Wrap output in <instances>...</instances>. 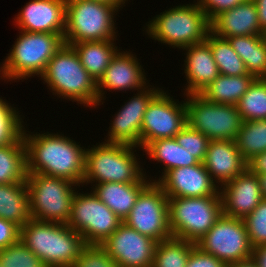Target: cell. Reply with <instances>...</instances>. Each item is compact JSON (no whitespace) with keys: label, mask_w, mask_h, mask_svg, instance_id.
<instances>
[{"label":"cell","mask_w":266,"mask_h":267,"mask_svg":"<svg viewBox=\"0 0 266 267\" xmlns=\"http://www.w3.org/2000/svg\"><path fill=\"white\" fill-rule=\"evenodd\" d=\"M20 227L15 223L0 218V250L19 241Z\"/></svg>","instance_id":"cell-42"},{"label":"cell","mask_w":266,"mask_h":267,"mask_svg":"<svg viewBox=\"0 0 266 267\" xmlns=\"http://www.w3.org/2000/svg\"><path fill=\"white\" fill-rule=\"evenodd\" d=\"M227 267H258V265L252 258H249L243 261L236 262Z\"/></svg>","instance_id":"cell-47"},{"label":"cell","mask_w":266,"mask_h":267,"mask_svg":"<svg viewBox=\"0 0 266 267\" xmlns=\"http://www.w3.org/2000/svg\"><path fill=\"white\" fill-rule=\"evenodd\" d=\"M252 259L258 267H266V244L253 247Z\"/></svg>","instance_id":"cell-44"},{"label":"cell","mask_w":266,"mask_h":267,"mask_svg":"<svg viewBox=\"0 0 266 267\" xmlns=\"http://www.w3.org/2000/svg\"><path fill=\"white\" fill-rule=\"evenodd\" d=\"M20 31L0 68L1 79L12 81L33 75L40 77L49 60L65 45L64 34Z\"/></svg>","instance_id":"cell-4"},{"label":"cell","mask_w":266,"mask_h":267,"mask_svg":"<svg viewBox=\"0 0 266 267\" xmlns=\"http://www.w3.org/2000/svg\"><path fill=\"white\" fill-rule=\"evenodd\" d=\"M18 112L0 97V114H20Z\"/></svg>","instance_id":"cell-46"},{"label":"cell","mask_w":266,"mask_h":267,"mask_svg":"<svg viewBox=\"0 0 266 267\" xmlns=\"http://www.w3.org/2000/svg\"><path fill=\"white\" fill-rule=\"evenodd\" d=\"M1 267H47L20 240L7 248L0 250Z\"/></svg>","instance_id":"cell-35"},{"label":"cell","mask_w":266,"mask_h":267,"mask_svg":"<svg viewBox=\"0 0 266 267\" xmlns=\"http://www.w3.org/2000/svg\"><path fill=\"white\" fill-rule=\"evenodd\" d=\"M182 49L187 51L184 73L188 85L185 92L199 94L220 74L212 50L206 41Z\"/></svg>","instance_id":"cell-23"},{"label":"cell","mask_w":266,"mask_h":267,"mask_svg":"<svg viewBox=\"0 0 266 267\" xmlns=\"http://www.w3.org/2000/svg\"><path fill=\"white\" fill-rule=\"evenodd\" d=\"M73 267H119L100 245H86Z\"/></svg>","instance_id":"cell-38"},{"label":"cell","mask_w":266,"mask_h":267,"mask_svg":"<svg viewBox=\"0 0 266 267\" xmlns=\"http://www.w3.org/2000/svg\"><path fill=\"white\" fill-rule=\"evenodd\" d=\"M16 16L22 31L64 34L66 0H31Z\"/></svg>","instance_id":"cell-19"},{"label":"cell","mask_w":266,"mask_h":267,"mask_svg":"<svg viewBox=\"0 0 266 267\" xmlns=\"http://www.w3.org/2000/svg\"><path fill=\"white\" fill-rule=\"evenodd\" d=\"M135 148L137 146L103 142L86 149L82 184L138 183L145 174L134 155Z\"/></svg>","instance_id":"cell-5"},{"label":"cell","mask_w":266,"mask_h":267,"mask_svg":"<svg viewBox=\"0 0 266 267\" xmlns=\"http://www.w3.org/2000/svg\"><path fill=\"white\" fill-rule=\"evenodd\" d=\"M253 247L266 244V199L243 219Z\"/></svg>","instance_id":"cell-37"},{"label":"cell","mask_w":266,"mask_h":267,"mask_svg":"<svg viewBox=\"0 0 266 267\" xmlns=\"http://www.w3.org/2000/svg\"><path fill=\"white\" fill-rule=\"evenodd\" d=\"M151 181L140 192L123 223L160 242L172 237L169 227L168 197L157 182Z\"/></svg>","instance_id":"cell-13"},{"label":"cell","mask_w":266,"mask_h":267,"mask_svg":"<svg viewBox=\"0 0 266 267\" xmlns=\"http://www.w3.org/2000/svg\"><path fill=\"white\" fill-rule=\"evenodd\" d=\"M203 164L214 183L221 187L247 169L234 140L209 141Z\"/></svg>","instance_id":"cell-21"},{"label":"cell","mask_w":266,"mask_h":267,"mask_svg":"<svg viewBox=\"0 0 266 267\" xmlns=\"http://www.w3.org/2000/svg\"><path fill=\"white\" fill-rule=\"evenodd\" d=\"M143 150L149 158L165 165L162 177L174 168L188 167L200 163L191 153L178 144L175 138L151 141Z\"/></svg>","instance_id":"cell-29"},{"label":"cell","mask_w":266,"mask_h":267,"mask_svg":"<svg viewBox=\"0 0 266 267\" xmlns=\"http://www.w3.org/2000/svg\"><path fill=\"white\" fill-rule=\"evenodd\" d=\"M157 241L122 223L100 246L119 267H152Z\"/></svg>","instance_id":"cell-15"},{"label":"cell","mask_w":266,"mask_h":267,"mask_svg":"<svg viewBox=\"0 0 266 267\" xmlns=\"http://www.w3.org/2000/svg\"><path fill=\"white\" fill-rule=\"evenodd\" d=\"M23 130L26 148V171L57 178L75 184L83 182L86 149L69 137L49 132L28 135ZM84 148V149H82Z\"/></svg>","instance_id":"cell-1"},{"label":"cell","mask_w":266,"mask_h":267,"mask_svg":"<svg viewBox=\"0 0 266 267\" xmlns=\"http://www.w3.org/2000/svg\"><path fill=\"white\" fill-rule=\"evenodd\" d=\"M247 169L254 175L266 174V151L249 160Z\"/></svg>","instance_id":"cell-43"},{"label":"cell","mask_w":266,"mask_h":267,"mask_svg":"<svg viewBox=\"0 0 266 267\" xmlns=\"http://www.w3.org/2000/svg\"><path fill=\"white\" fill-rule=\"evenodd\" d=\"M260 182L262 196L266 199V174L257 175Z\"/></svg>","instance_id":"cell-48"},{"label":"cell","mask_w":266,"mask_h":267,"mask_svg":"<svg viewBox=\"0 0 266 267\" xmlns=\"http://www.w3.org/2000/svg\"><path fill=\"white\" fill-rule=\"evenodd\" d=\"M186 267H227V265L195 246L189 254Z\"/></svg>","instance_id":"cell-41"},{"label":"cell","mask_w":266,"mask_h":267,"mask_svg":"<svg viewBox=\"0 0 266 267\" xmlns=\"http://www.w3.org/2000/svg\"><path fill=\"white\" fill-rule=\"evenodd\" d=\"M260 28L266 33V0H254Z\"/></svg>","instance_id":"cell-45"},{"label":"cell","mask_w":266,"mask_h":267,"mask_svg":"<svg viewBox=\"0 0 266 267\" xmlns=\"http://www.w3.org/2000/svg\"><path fill=\"white\" fill-rule=\"evenodd\" d=\"M116 12V6L99 1L66 0L65 44L117 39Z\"/></svg>","instance_id":"cell-7"},{"label":"cell","mask_w":266,"mask_h":267,"mask_svg":"<svg viewBox=\"0 0 266 267\" xmlns=\"http://www.w3.org/2000/svg\"><path fill=\"white\" fill-rule=\"evenodd\" d=\"M186 95L187 124L210 141L235 140L243 120L236 105L212 103L200 94Z\"/></svg>","instance_id":"cell-10"},{"label":"cell","mask_w":266,"mask_h":267,"mask_svg":"<svg viewBox=\"0 0 266 267\" xmlns=\"http://www.w3.org/2000/svg\"><path fill=\"white\" fill-rule=\"evenodd\" d=\"M227 40L245 63L248 73L266 78V35L235 36Z\"/></svg>","instance_id":"cell-28"},{"label":"cell","mask_w":266,"mask_h":267,"mask_svg":"<svg viewBox=\"0 0 266 267\" xmlns=\"http://www.w3.org/2000/svg\"><path fill=\"white\" fill-rule=\"evenodd\" d=\"M26 184L32 219L68 223L76 193L72 186L80 185L64 178L38 173H27Z\"/></svg>","instance_id":"cell-9"},{"label":"cell","mask_w":266,"mask_h":267,"mask_svg":"<svg viewBox=\"0 0 266 267\" xmlns=\"http://www.w3.org/2000/svg\"><path fill=\"white\" fill-rule=\"evenodd\" d=\"M19 114H0V146L15 143L23 134L24 126Z\"/></svg>","instance_id":"cell-39"},{"label":"cell","mask_w":266,"mask_h":267,"mask_svg":"<svg viewBox=\"0 0 266 267\" xmlns=\"http://www.w3.org/2000/svg\"><path fill=\"white\" fill-rule=\"evenodd\" d=\"M0 218L23 227L32 219L26 180L0 184Z\"/></svg>","instance_id":"cell-25"},{"label":"cell","mask_w":266,"mask_h":267,"mask_svg":"<svg viewBox=\"0 0 266 267\" xmlns=\"http://www.w3.org/2000/svg\"><path fill=\"white\" fill-rule=\"evenodd\" d=\"M196 246L227 266L252 258L253 246L243 219L223 214Z\"/></svg>","instance_id":"cell-12"},{"label":"cell","mask_w":266,"mask_h":267,"mask_svg":"<svg viewBox=\"0 0 266 267\" xmlns=\"http://www.w3.org/2000/svg\"><path fill=\"white\" fill-rule=\"evenodd\" d=\"M19 240L47 267H73L86 246L67 224L30 219L20 228Z\"/></svg>","instance_id":"cell-2"},{"label":"cell","mask_w":266,"mask_h":267,"mask_svg":"<svg viewBox=\"0 0 266 267\" xmlns=\"http://www.w3.org/2000/svg\"><path fill=\"white\" fill-rule=\"evenodd\" d=\"M210 31L221 38L266 35L260 28L254 0L244 1L222 12L210 22Z\"/></svg>","instance_id":"cell-22"},{"label":"cell","mask_w":266,"mask_h":267,"mask_svg":"<svg viewBox=\"0 0 266 267\" xmlns=\"http://www.w3.org/2000/svg\"><path fill=\"white\" fill-rule=\"evenodd\" d=\"M236 107L243 121L266 119V78H256Z\"/></svg>","instance_id":"cell-34"},{"label":"cell","mask_w":266,"mask_h":267,"mask_svg":"<svg viewBox=\"0 0 266 267\" xmlns=\"http://www.w3.org/2000/svg\"><path fill=\"white\" fill-rule=\"evenodd\" d=\"M159 88L141 90L129 99L116 113L110 126L106 143H120L140 148V132L144 114L150 101L160 92Z\"/></svg>","instance_id":"cell-16"},{"label":"cell","mask_w":266,"mask_h":267,"mask_svg":"<svg viewBox=\"0 0 266 267\" xmlns=\"http://www.w3.org/2000/svg\"><path fill=\"white\" fill-rule=\"evenodd\" d=\"M243 159L248 162L266 151V119L243 121L234 140Z\"/></svg>","instance_id":"cell-32"},{"label":"cell","mask_w":266,"mask_h":267,"mask_svg":"<svg viewBox=\"0 0 266 267\" xmlns=\"http://www.w3.org/2000/svg\"><path fill=\"white\" fill-rule=\"evenodd\" d=\"M195 243L171 237L157 242L152 267H186Z\"/></svg>","instance_id":"cell-33"},{"label":"cell","mask_w":266,"mask_h":267,"mask_svg":"<svg viewBox=\"0 0 266 267\" xmlns=\"http://www.w3.org/2000/svg\"><path fill=\"white\" fill-rule=\"evenodd\" d=\"M244 1L247 0H197V3L211 22L222 12L232 9Z\"/></svg>","instance_id":"cell-40"},{"label":"cell","mask_w":266,"mask_h":267,"mask_svg":"<svg viewBox=\"0 0 266 267\" xmlns=\"http://www.w3.org/2000/svg\"><path fill=\"white\" fill-rule=\"evenodd\" d=\"M146 26L152 39L179 49L204 42L210 31V22L198 3L165 10Z\"/></svg>","instance_id":"cell-6"},{"label":"cell","mask_w":266,"mask_h":267,"mask_svg":"<svg viewBox=\"0 0 266 267\" xmlns=\"http://www.w3.org/2000/svg\"><path fill=\"white\" fill-rule=\"evenodd\" d=\"M172 237L198 243L221 217L220 196L168 198Z\"/></svg>","instance_id":"cell-8"},{"label":"cell","mask_w":266,"mask_h":267,"mask_svg":"<svg viewBox=\"0 0 266 267\" xmlns=\"http://www.w3.org/2000/svg\"><path fill=\"white\" fill-rule=\"evenodd\" d=\"M157 182L168 198L220 196L219 185L215 184L203 163L174 168Z\"/></svg>","instance_id":"cell-17"},{"label":"cell","mask_w":266,"mask_h":267,"mask_svg":"<svg viewBox=\"0 0 266 267\" xmlns=\"http://www.w3.org/2000/svg\"><path fill=\"white\" fill-rule=\"evenodd\" d=\"M144 176L138 183L106 182L93 187V192L98 198L124 221L135 205L140 192L150 183Z\"/></svg>","instance_id":"cell-24"},{"label":"cell","mask_w":266,"mask_h":267,"mask_svg":"<svg viewBox=\"0 0 266 267\" xmlns=\"http://www.w3.org/2000/svg\"><path fill=\"white\" fill-rule=\"evenodd\" d=\"M174 138L200 163H203L210 141L205 135L186 124Z\"/></svg>","instance_id":"cell-36"},{"label":"cell","mask_w":266,"mask_h":267,"mask_svg":"<svg viewBox=\"0 0 266 267\" xmlns=\"http://www.w3.org/2000/svg\"><path fill=\"white\" fill-rule=\"evenodd\" d=\"M114 40L74 43L71 46L77 52L81 64L89 75L98 82L116 55Z\"/></svg>","instance_id":"cell-27"},{"label":"cell","mask_w":266,"mask_h":267,"mask_svg":"<svg viewBox=\"0 0 266 267\" xmlns=\"http://www.w3.org/2000/svg\"><path fill=\"white\" fill-rule=\"evenodd\" d=\"M40 77L59 98L62 96L87 107H97V82L83 67L72 46L63 45L49 60Z\"/></svg>","instance_id":"cell-3"},{"label":"cell","mask_w":266,"mask_h":267,"mask_svg":"<svg viewBox=\"0 0 266 267\" xmlns=\"http://www.w3.org/2000/svg\"><path fill=\"white\" fill-rule=\"evenodd\" d=\"M122 223L93 191L75 193L67 225L83 237L86 245H101Z\"/></svg>","instance_id":"cell-11"},{"label":"cell","mask_w":266,"mask_h":267,"mask_svg":"<svg viewBox=\"0 0 266 267\" xmlns=\"http://www.w3.org/2000/svg\"><path fill=\"white\" fill-rule=\"evenodd\" d=\"M219 193L223 215L239 219L248 216L264 199L258 176L248 169L219 187Z\"/></svg>","instance_id":"cell-18"},{"label":"cell","mask_w":266,"mask_h":267,"mask_svg":"<svg viewBox=\"0 0 266 267\" xmlns=\"http://www.w3.org/2000/svg\"><path fill=\"white\" fill-rule=\"evenodd\" d=\"M26 148L21 136L15 143L0 146V184L26 180Z\"/></svg>","instance_id":"cell-30"},{"label":"cell","mask_w":266,"mask_h":267,"mask_svg":"<svg viewBox=\"0 0 266 267\" xmlns=\"http://www.w3.org/2000/svg\"><path fill=\"white\" fill-rule=\"evenodd\" d=\"M205 41L210 45L219 73L225 76H242L249 74L245 63L233 50L229 41L221 38L211 31Z\"/></svg>","instance_id":"cell-31"},{"label":"cell","mask_w":266,"mask_h":267,"mask_svg":"<svg viewBox=\"0 0 266 267\" xmlns=\"http://www.w3.org/2000/svg\"><path fill=\"white\" fill-rule=\"evenodd\" d=\"M93 1H99V2L106 3V4L114 5L118 9H121L120 7H122V5H124L125 2L128 0H93Z\"/></svg>","instance_id":"cell-49"},{"label":"cell","mask_w":266,"mask_h":267,"mask_svg":"<svg viewBox=\"0 0 266 267\" xmlns=\"http://www.w3.org/2000/svg\"><path fill=\"white\" fill-rule=\"evenodd\" d=\"M143 67L131 52H117L105 69L103 76L97 82L98 105L105 97L104 89L111 90H137L146 89V77ZM139 89V90H138Z\"/></svg>","instance_id":"cell-20"},{"label":"cell","mask_w":266,"mask_h":267,"mask_svg":"<svg viewBox=\"0 0 266 267\" xmlns=\"http://www.w3.org/2000/svg\"><path fill=\"white\" fill-rule=\"evenodd\" d=\"M186 101L177 103L162 89L150 101L143 117L140 147L157 139L174 138L187 124Z\"/></svg>","instance_id":"cell-14"},{"label":"cell","mask_w":266,"mask_h":267,"mask_svg":"<svg viewBox=\"0 0 266 267\" xmlns=\"http://www.w3.org/2000/svg\"><path fill=\"white\" fill-rule=\"evenodd\" d=\"M255 79L250 73L242 76L219 74L199 94L212 103L236 105Z\"/></svg>","instance_id":"cell-26"}]
</instances>
